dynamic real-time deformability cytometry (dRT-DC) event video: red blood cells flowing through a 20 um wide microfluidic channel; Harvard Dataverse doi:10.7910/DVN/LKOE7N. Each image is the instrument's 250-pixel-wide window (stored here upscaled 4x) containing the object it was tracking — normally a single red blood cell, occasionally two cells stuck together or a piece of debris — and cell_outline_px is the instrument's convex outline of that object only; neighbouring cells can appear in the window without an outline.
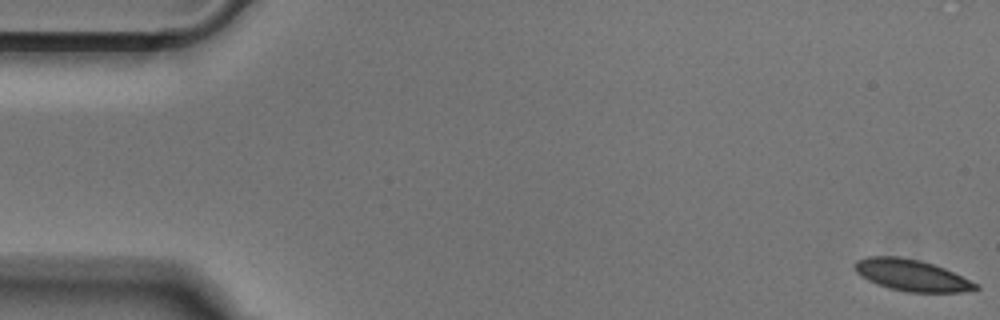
{"species": "Egyptian fruit bat (a non-hibernating species)", "species_latin": "Rousettus aegyptiacus", "temperature_condition": "cold", "stored_images_in_passage": 52, "camera_frame_rate_fps": 3000, "um_per_image_px": 0.085, "animal": {"sex": "male"}, "frame": {"image": 1, "passage_image": 1, "time_ms": 0.0, "image_size_px": [1000, 320], "cell_outline_px": [[980, 288], [964, 292], [908, 292], [888, 288], [876, 284], [860, 276], [856, 272], [852, 264], [856, 260], [868, 256], [900, 256], [920, 260], [944, 268], [980, 284]], "centroid_in_image_um": [77.47, 23.39], "position_along_channel_um": 7.5, "area_um2": 22.43}}
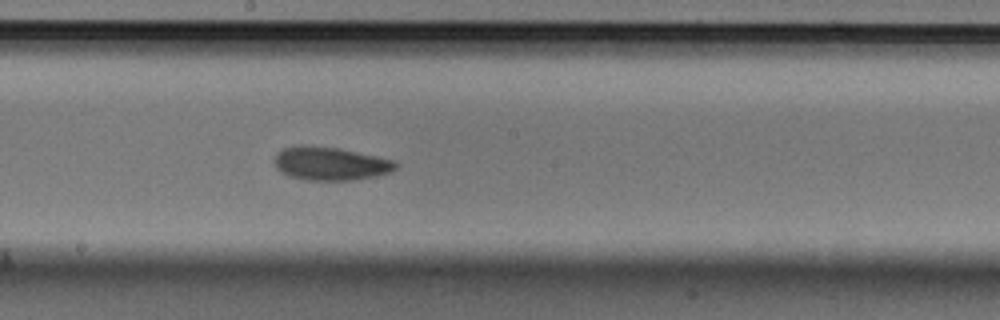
{"frame": {"image": 2, "passage_image": 28, "time_ms": 9.0, "image_size_px": [1000, 320], "cell_outline_px": [[400, 164], [392, 172], [376, 176], [352, 180], [304, 180], [288, 176], [280, 172], [276, 168], [272, 160], [276, 152], [280, 148], [300, 144], [304, 144], [340, 148], [376, 156], [392, 160]], "centroid_in_image_um": [28.01, 13.89], "position_along_channel_um": 220.2, "area_um2": 24.16}}
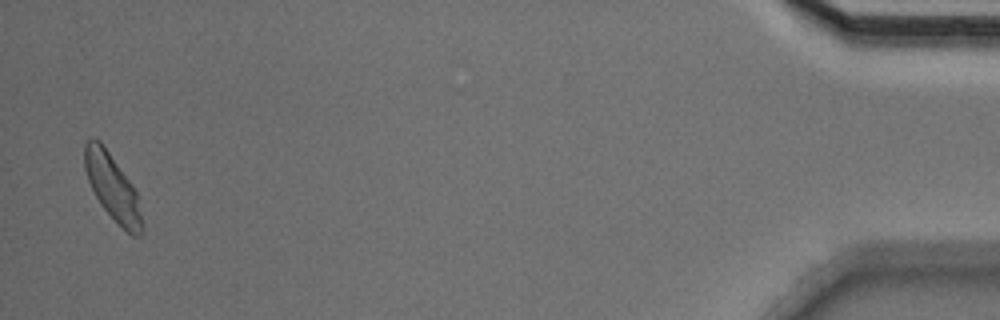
{"frame": {"image": 3, "passage_image": 51, "time_ms": 16.667, "image_size_px": [1000, 320], "cell_outline_px": [[144, 228], [140, 236], [132, 236], [100, 204], [88, 180], [84, 168], [84, 144], [88, 140], [100, 140], [132, 184], [136, 192], [144, 224]], "centroid_in_image_um": [9.58, 15.93], "position_along_channel_um": 425.6, "area_um2": 21.73}}